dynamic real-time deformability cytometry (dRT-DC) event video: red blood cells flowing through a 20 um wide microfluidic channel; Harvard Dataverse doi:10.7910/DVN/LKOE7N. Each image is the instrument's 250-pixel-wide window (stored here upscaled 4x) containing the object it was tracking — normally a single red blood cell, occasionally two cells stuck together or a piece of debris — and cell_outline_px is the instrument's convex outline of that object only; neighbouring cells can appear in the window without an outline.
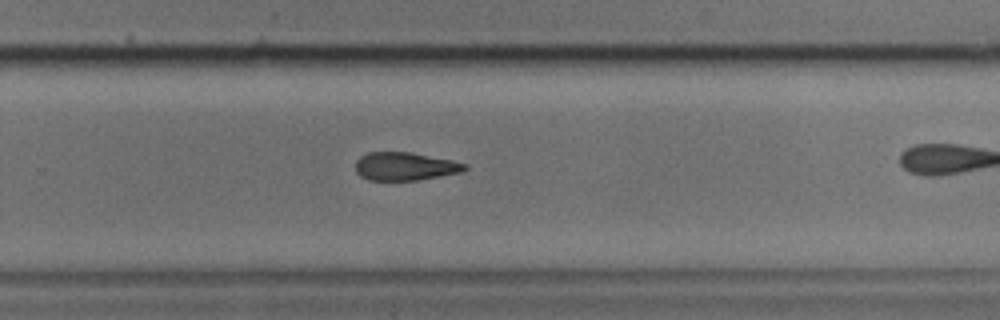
{"species": "common noctule bat (a hibernating species)", "species_latin": "Nyctalus noctula", "temperature_condition": "cold", "stored_images_in_passage": 27, "camera_frame_rate_fps": 3000, "um_per_image_px": 0.085, "animal": {"sex": "male", "body_mass_g": 17.9, "forearm_length_mm": 54.2}, "frame": {"image": 1, "passage_image": 20, "time_ms": 6.333, "image_size_px": [1000, 320], "cell_outline_px": [[468, 168], [460, 172], [416, 180], [368, 180], [360, 176], [356, 172], [356, 160], [360, 156], [368, 152], [408, 152], [452, 160], [468, 164]], "centroid_in_image_um": [34.4, 14.13], "position_along_channel_um": 295.4, "area_um2": 17.8}}
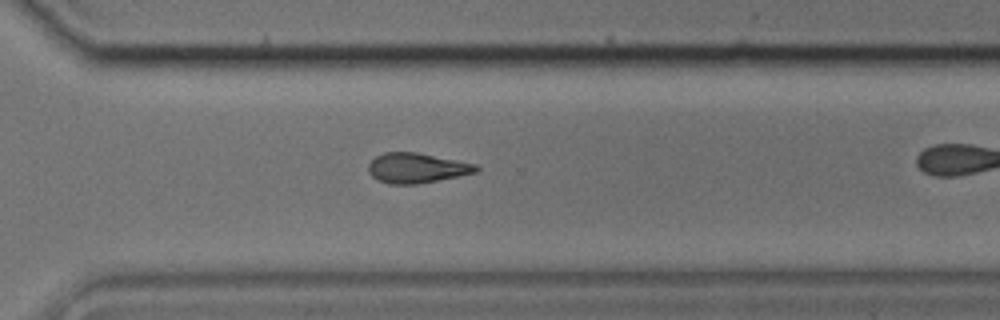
{"frame": {"image": 2, "passage_image": 23, "time_ms": 7.333, "image_size_px": [1000, 320], "cell_outline_px": [[480, 168], [476, 172], [416, 184], [388, 184], [376, 180], [368, 172], [368, 164], [376, 156], [384, 152], [416, 152], [476, 164]], "centroid_in_image_um": [35.36, 14.28], "position_along_channel_um": 335.2, "area_um2": 18.67}}